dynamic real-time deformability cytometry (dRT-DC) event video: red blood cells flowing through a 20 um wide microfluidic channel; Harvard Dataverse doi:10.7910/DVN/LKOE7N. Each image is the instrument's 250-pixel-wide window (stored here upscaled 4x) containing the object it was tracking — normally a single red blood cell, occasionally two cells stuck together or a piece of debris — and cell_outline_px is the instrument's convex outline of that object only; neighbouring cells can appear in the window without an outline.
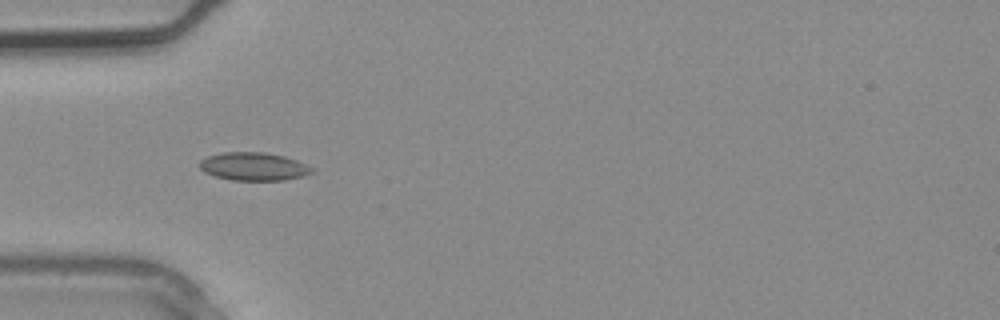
{"species": "common noctule bat (a hibernating species)", "species_latin": "Nyctalus noctula", "temperature_condition": "warm", "stored_images_in_passage": 3, "camera_frame_rate_fps": 3000, "um_per_image_px": 0.085, "animal": {"sex": "male", "body_mass_g": 20.4}, "frame": {"image": 1, "passage_image": 3, "time_ms": 0.667, "image_size_px": [1000, 320], "cell_outline_px": [[312, 172], [304, 176], [284, 180], [232, 180], [216, 176], [204, 172], [196, 164], [200, 160], [208, 156], [224, 152], [264, 152], [284, 156], [296, 160], [312, 168]], "centroid_in_image_um": [21.52, 14.15], "position_along_channel_um": 63.5, "area_um2": 18.32}}